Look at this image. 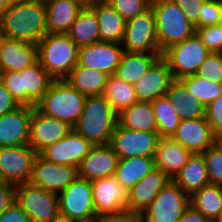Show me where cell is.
Returning <instances> with one entry per match:
<instances>
[{"label":"cell","instance_id":"6da1fadb","mask_svg":"<svg viewBox=\"0 0 222 222\" xmlns=\"http://www.w3.org/2000/svg\"><path fill=\"white\" fill-rule=\"evenodd\" d=\"M0 20L7 38L37 44L48 33L46 7L40 0L11 5Z\"/></svg>","mask_w":222,"mask_h":222},{"label":"cell","instance_id":"7a4b0ae2","mask_svg":"<svg viewBox=\"0 0 222 222\" xmlns=\"http://www.w3.org/2000/svg\"><path fill=\"white\" fill-rule=\"evenodd\" d=\"M118 114L103 95L87 96L73 130L93 146L108 145L118 123Z\"/></svg>","mask_w":222,"mask_h":222},{"label":"cell","instance_id":"3957f363","mask_svg":"<svg viewBox=\"0 0 222 222\" xmlns=\"http://www.w3.org/2000/svg\"><path fill=\"white\" fill-rule=\"evenodd\" d=\"M86 98L87 96L65 79H54L48 91L36 103L35 109L74 127L80 118Z\"/></svg>","mask_w":222,"mask_h":222},{"label":"cell","instance_id":"277c9868","mask_svg":"<svg viewBox=\"0 0 222 222\" xmlns=\"http://www.w3.org/2000/svg\"><path fill=\"white\" fill-rule=\"evenodd\" d=\"M0 79L20 106L30 107H35L54 80L39 61L21 72L0 73Z\"/></svg>","mask_w":222,"mask_h":222},{"label":"cell","instance_id":"5b68a950","mask_svg":"<svg viewBox=\"0 0 222 222\" xmlns=\"http://www.w3.org/2000/svg\"><path fill=\"white\" fill-rule=\"evenodd\" d=\"M157 43L161 52L196 33L195 26L172 0H152Z\"/></svg>","mask_w":222,"mask_h":222},{"label":"cell","instance_id":"8992f818","mask_svg":"<svg viewBox=\"0 0 222 222\" xmlns=\"http://www.w3.org/2000/svg\"><path fill=\"white\" fill-rule=\"evenodd\" d=\"M37 45L39 62L54 79H65L78 64L79 47L67 34L47 33Z\"/></svg>","mask_w":222,"mask_h":222},{"label":"cell","instance_id":"52a82bcc","mask_svg":"<svg viewBox=\"0 0 222 222\" xmlns=\"http://www.w3.org/2000/svg\"><path fill=\"white\" fill-rule=\"evenodd\" d=\"M211 53L195 33L192 37L171 45L162 52L172 72L173 79L180 80L196 75L199 67Z\"/></svg>","mask_w":222,"mask_h":222},{"label":"cell","instance_id":"ba28073f","mask_svg":"<svg viewBox=\"0 0 222 222\" xmlns=\"http://www.w3.org/2000/svg\"><path fill=\"white\" fill-rule=\"evenodd\" d=\"M15 201L31 222H50L59 214L58 194L45 191L31 182L16 186Z\"/></svg>","mask_w":222,"mask_h":222},{"label":"cell","instance_id":"9c48e42d","mask_svg":"<svg viewBox=\"0 0 222 222\" xmlns=\"http://www.w3.org/2000/svg\"><path fill=\"white\" fill-rule=\"evenodd\" d=\"M189 205L190 195L170 180L141 213L142 219L143 222H179Z\"/></svg>","mask_w":222,"mask_h":222},{"label":"cell","instance_id":"30bf717a","mask_svg":"<svg viewBox=\"0 0 222 222\" xmlns=\"http://www.w3.org/2000/svg\"><path fill=\"white\" fill-rule=\"evenodd\" d=\"M121 45L129 53L162 54L157 43L155 14L151 7L126 21Z\"/></svg>","mask_w":222,"mask_h":222},{"label":"cell","instance_id":"8fae6325","mask_svg":"<svg viewBox=\"0 0 222 222\" xmlns=\"http://www.w3.org/2000/svg\"><path fill=\"white\" fill-rule=\"evenodd\" d=\"M37 155L29 144L0 147L1 181L15 186L30 182Z\"/></svg>","mask_w":222,"mask_h":222},{"label":"cell","instance_id":"7c38bea8","mask_svg":"<svg viewBox=\"0 0 222 222\" xmlns=\"http://www.w3.org/2000/svg\"><path fill=\"white\" fill-rule=\"evenodd\" d=\"M159 138L158 132L131 130L117 123L110 145L119 159L154 157Z\"/></svg>","mask_w":222,"mask_h":222},{"label":"cell","instance_id":"4fadbf2b","mask_svg":"<svg viewBox=\"0 0 222 222\" xmlns=\"http://www.w3.org/2000/svg\"><path fill=\"white\" fill-rule=\"evenodd\" d=\"M59 213L70 219L85 220L96 216L90 181L77 177L58 194Z\"/></svg>","mask_w":222,"mask_h":222},{"label":"cell","instance_id":"5bb4252c","mask_svg":"<svg viewBox=\"0 0 222 222\" xmlns=\"http://www.w3.org/2000/svg\"><path fill=\"white\" fill-rule=\"evenodd\" d=\"M90 185L96 216L127 209L129 190L121 186L114 175L92 180Z\"/></svg>","mask_w":222,"mask_h":222},{"label":"cell","instance_id":"9a60e30c","mask_svg":"<svg viewBox=\"0 0 222 222\" xmlns=\"http://www.w3.org/2000/svg\"><path fill=\"white\" fill-rule=\"evenodd\" d=\"M72 130L68 123L44 115L32 107L28 144L39 154L47 146L67 137Z\"/></svg>","mask_w":222,"mask_h":222},{"label":"cell","instance_id":"2e32d148","mask_svg":"<svg viewBox=\"0 0 222 222\" xmlns=\"http://www.w3.org/2000/svg\"><path fill=\"white\" fill-rule=\"evenodd\" d=\"M77 177L78 168L49 162L38 154L30 182L45 191L59 194Z\"/></svg>","mask_w":222,"mask_h":222},{"label":"cell","instance_id":"e0dca14e","mask_svg":"<svg viewBox=\"0 0 222 222\" xmlns=\"http://www.w3.org/2000/svg\"><path fill=\"white\" fill-rule=\"evenodd\" d=\"M118 43L97 42L78 49V64L88 69L114 75L124 50Z\"/></svg>","mask_w":222,"mask_h":222},{"label":"cell","instance_id":"ac0fdd59","mask_svg":"<svg viewBox=\"0 0 222 222\" xmlns=\"http://www.w3.org/2000/svg\"><path fill=\"white\" fill-rule=\"evenodd\" d=\"M92 147L86 138L72 130L67 137L47 146L39 155L55 164L79 168L81 161Z\"/></svg>","mask_w":222,"mask_h":222},{"label":"cell","instance_id":"d6986e66","mask_svg":"<svg viewBox=\"0 0 222 222\" xmlns=\"http://www.w3.org/2000/svg\"><path fill=\"white\" fill-rule=\"evenodd\" d=\"M172 72L166 60L160 56L133 86L138 101H154L166 95L173 82Z\"/></svg>","mask_w":222,"mask_h":222},{"label":"cell","instance_id":"ffe728a7","mask_svg":"<svg viewBox=\"0 0 222 222\" xmlns=\"http://www.w3.org/2000/svg\"><path fill=\"white\" fill-rule=\"evenodd\" d=\"M39 61L38 45L3 37L0 43V73L21 72Z\"/></svg>","mask_w":222,"mask_h":222},{"label":"cell","instance_id":"44dd1931","mask_svg":"<svg viewBox=\"0 0 222 222\" xmlns=\"http://www.w3.org/2000/svg\"><path fill=\"white\" fill-rule=\"evenodd\" d=\"M172 138L192 154H202L214 145V132L205 116L181 120Z\"/></svg>","mask_w":222,"mask_h":222},{"label":"cell","instance_id":"7402d4cb","mask_svg":"<svg viewBox=\"0 0 222 222\" xmlns=\"http://www.w3.org/2000/svg\"><path fill=\"white\" fill-rule=\"evenodd\" d=\"M118 162L119 156L110 144L93 146L81 161L78 176L88 181L113 176Z\"/></svg>","mask_w":222,"mask_h":222},{"label":"cell","instance_id":"603a6c76","mask_svg":"<svg viewBox=\"0 0 222 222\" xmlns=\"http://www.w3.org/2000/svg\"><path fill=\"white\" fill-rule=\"evenodd\" d=\"M31 116L30 106H20L0 116V147L28 144Z\"/></svg>","mask_w":222,"mask_h":222},{"label":"cell","instance_id":"cb8c5ba5","mask_svg":"<svg viewBox=\"0 0 222 222\" xmlns=\"http://www.w3.org/2000/svg\"><path fill=\"white\" fill-rule=\"evenodd\" d=\"M170 180L155 167L129 190L127 210L141 214Z\"/></svg>","mask_w":222,"mask_h":222},{"label":"cell","instance_id":"d4e9b609","mask_svg":"<svg viewBox=\"0 0 222 222\" xmlns=\"http://www.w3.org/2000/svg\"><path fill=\"white\" fill-rule=\"evenodd\" d=\"M192 153L172 137H160L154 155V165L171 180L187 163Z\"/></svg>","mask_w":222,"mask_h":222},{"label":"cell","instance_id":"484cf974","mask_svg":"<svg viewBox=\"0 0 222 222\" xmlns=\"http://www.w3.org/2000/svg\"><path fill=\"white\" fill-rule=\"evenodd\" d=\"M50 34H67L85 5L77 0H51L45 3Z\"/></svg>","mask_w":222,"mask_h":222},{"label":"cell","instance_id":"4316f807","mask_svg":"<svg viewBox=\"0 0 222 222\" xmlns=\"http://www.w3.org/2000/svg\"><path fill=\"white\" fill-rule=\"evenodd\" d=\"M89 7L99 22L100 41L121 44L126 25L123 17L105 0H97Z\"/></svg>","mask_w":222,"mask_h":222},{"label":"cell","instance_id":"83f0119b","mask_svg":"<svg viewBox=\"0 0 222 222\" xmlns=\"http://www.w3.org/2000/svg\"><path fill=\"white\" fill-rule=\"evenodd\" d=\"M181 120L205 116L206 107L197 100L181 80L174 79L165 95Z\"/></svg>","mask_w":222,"mask_h":222},{"label":"cell","instance_id":"f1b7e54d","mask_svg":"<svg viewBox=\"0 0 222 222\" xmlns=\"http://www.w3.org/2000/svg\"><path fill=\"white\" fill-rule=\"evenodd\" d=\"M172 180L188 195L210 184L203 155L193 153Z\"/></svg>","mask_w":222,"mask_h":222},{"label":"cell","instance_id":"f546056e","mask_svg":"<svg viewBox=\"0 0 222 222\" xmlns=\"http://www.w3.org/2000/svg\"><path fill=\"white\" fill-rule=\"evenodd\" d=\"M121 127L131 130L158 132L156 117L150 101H137L122 110L117 117Z\"/></svg>","mask_w":222,"mask_h":222},{"label":"cell","instance_id":"4dcf8cb0","mask_svg":"<svg viewBox=\"0 0 222 222\" xmlns=\"http://www.w3.org/2000/svg\"><path fill=\"white\" fill-rule=\"evenodd\" d=\"M190 205L210 222H218L222 218V186H203L190 195Z\"/></svg>","mask_w":222,"mask_h":222},{"label":"cell","instance_id":"1f68e13d","mask_svg":"<svg viewBox=\"0 0 222 222\" xmlns=\"http://www.w3.org/2000/svg\"><path fill=\"white\" fill-rule=\"evenodd\" d=\"M160 56L162 54L129 53L124 51L114 76L134 85L147 73L151 65Z\"/></svg>","mask_w":222,"mask_h":222},{"label":"cell","instance_id":"d6a6232c","mask_svg":"<svg viewBox=\"0 0 222 222\" xmlns=\"http://www.w3.org/2000/svg\"><path fill=\"white\" fill-rule=\"evenodd\" d=\"M67 35L78 47L100 42L99 22L89 6L78 14Z\"/></svg>","mask_w":222,"mask_h":222},{"label":"cell","instance_id":"836d02e7","mask_svg":"<svg viewBox=\"0 0 222 222\" xmlns=\"http://www.w3.org/2000/svg\"><path fill=\"white\" fill-rule=\"evenodd\" d=\"M109 75L77 64L65 78L75 89L85 96L102 95Z\"/></svg>","mask_w":222,"mask_h":222},{"label":"cell","instance_id":"e575fe53","mask_svg":"<svg viewBox=\"0 0 222 222\" xmlns=\"http://www.w3.org/2000/svg\"><path fill=\"white\" fill-rule=\"evenodd\" d=\"M154 168V157L119 159L114 176L121 186L130 190Z\"/></svg>","mask_w":222,"mask_h":222},{"label":"cell","instance_id":"d590c367","mask_svg":"<svg viewBox=\"0 0 222 222\" xmlns=\"http://www.w3.org/2000/svg\"><path fill=\"white\" fill-rule=\"evenodd\" d=\"M102 95L117 114L138 101L134 86L114 75L108 77Z\"/></svg>","mask_w":222,"mask_h":222},{"label":"cell","instance_id":"8d00e7d4","mask_svg":"<svg viewBox=\"0 0 222 222\" xmlns=\"http://www.w3.org/2000/svg\"><path fill=\"white\" fill-rule=\"evenodd\" d=\"M151 104L156 117L159 136L172 137L181 122L175 107L170 104L166 96L151 101Z\"/></svg>","mask_w":222,"mask_h":222},{"label":"cell","instance_id":"74e56055","mask_svg":"<svg viewBox=\"0 0 222 222\" xmlns=\"http://www.w3.org/2000/svg\"><path fill=\"white\" fill-rule=\"evenodd\" d=\"M180 80L185 84L189 92L197 100H200L205 107L222 95V83H212L196 75L187 76Z\"/></svg>","mask_w":222,"mask_h":222},{"label":"cell","instance_id":"f35d334b","mask_svg":"<svg viewBox=\"0 0 222 222\" xmlns=\"http://www.w3.org/2000/svg\"><path fill=\"white\" fill-rule=\"evenodd\" d=\"M125 21L144 13L151 7L152 0H105Z\"/></svg>","mask_w":222,"mask_h":222},{"label":"cell","instance_id":"ab89813d","mask_svg":"<svg viewBox=\"0 0 222 222\" xmlns=\"http://www.w3.org/2000/svg\"><path fill=\"white\" fill-rule=\"evenodd\" d=\"M210 184L222 186V152L211 146L202 153Z\"/></svg>","mask_w":222,"mask_h":222},{"label":"cell","instance_id":"60d3db41","mask_svg":"<svg viewBox=\"0 0 222 222\" xmlns=\"http://www.w3.org/2000/svg\"><path fill=\"white\" fill-rule=\"evenodd\" d=\"M196 76L212 83H222V53H211L200 65Z\"/></svg>","mask_w":222,"mask_h":222},{"label":"cell","instance_id":"b9f144b4","mask_svg":"<svg viewBox=\"0 0 222 222\" xmlns=\"http://www.w3.org/2000/svg\"><path fill=\"white\" fill-rule=\"evenodd\" d=\"M196 34L210 53H222V26L196 28Z\"/></svg>","mask_w":222,"mask_h":222},{"label":"cell","instance_id":"7bdbcfd3","mask_svg":"<svg viewBox=\"0 0 222 222\" xmlns=\"http://www.w3.org/2000/svg\"><path fill=\"white\" fill-rule=\"evenodd\" d=\"M222 18V0H206L201 7L198 28L217 25Z\"/></svg>","mask_w":222,"mask_h":222},{"label":"cell","instance_id":"ee69618b","mask_svg":"<svg viewBox=\"0 0 222 222\" xmlns=\"http://www.w3.org/2000/svg\"><path fill=\"white\" fill-rule=\"evenodd\" d=\"M205 118L214 133L222 131V95L206 106Z\"/></svg>","mask_w":222,"mask_h":222},{"label":"cell","instance_id":"f6af8a7d","mask_svg":"<svg viewBox=\"0 0 222 222\" xmlns=\"http://www.w3.org/2000/svg\"><path fill=\"white\" fill-rule=\"evenodd\" d=\"M184 12L187 19L198 28V19L201 7L206 0H172Z\"/></svg>","mask_w":222,"mask_h":222},{"label":"cell","instance_id":"bcb514c9","mask_svg":"<svg viewBox=\"0 0 222 222\" xmlns=\"http://www.w3.org/2000/svg\"><path fill=\"white\" fill-rule=\"evenodd\" d=\"M99 222H143L142 215L130 210L97 216Z\"/></svg>","mask_w":222,"mask_h":222},{"label":"cell","instance_id":"7dc6e473","mask_svg":"<svg viewBox=\"0 0 222 222\" xmlns=\"http://www.w3.org/2000/svg\"><path fill=\"white\" fill-rule=\"evenodd\" d=\"M0 222H31L23 209L14 201L0 214Z\"/></svg>","mask_w":222,"mask_h":222},{"label":"cell","instance_id":"c3c4849f","mask_svg":"<svg viewBox=\"0 0 222 222\" xmlns=\"http://www.w3.org/2000/svg\"><path fill=\"white\" fill-rule=\"evenodd\" d=\"M20 105L0 79V116L15 111Z\"/></svg>","mask_w":222,"mask_h":222},{"label":"cell","instance_id":"681fc988","mask_svg":"<svg viewBox=\"0 0 222 222\" xmlns=\"http://www.w3.org/2000/svg\"><path fill=\"white\" fill-rule=\"evenodd\" d=\"M15 188L13 184L0 182V214L15 201Z\"/></svg>","mask_w":222,"mask_h":222},{"label":"cell","instance_id":"f907efd6","mask_svg":"<svg viewBox=\"0 0 222 222\" xmlns=\"http://www.w3.org/2000/svg\"><path fill=\"white\" fill-rule=\"evenodd\" d=\"M179 222H210L199 211L194 209L191 205L183 212Z\"/></svg>","mask_w":222,"mask_h":222},{"label":"cell","instance_id":"816d5d0a","mask_svg":"<svg viewBox=\"0 0 222 222\" xmlns=\"http://www.w3.org/2000/svg\"><path fill=\"white\" fill-rule=\"evenodd\" d=\"M214 146L222 152V131L214 133Z\"/></svg>","mask_w":222,"mask_h":222},{"label":"cell","instance_id":"f5cc1de1","mask_svg":"<svg viewBox=\"0 0 222 222\" xmlns=\"http://www.w3.org/2000/svg\"><path fill=\"white\" fill-rule=\"evenodd\" d=\"M50 222H75L74 220L70 219L67 216H64L62 214H58L56 217H54Z\"/></svg>","mask_w":222,"mask_h":222},{"label":"cell","instance_id":"db71d44e","mask_svg":"<svg viewBox=\"0 0 222 222\" xmlns=\"http://www.w3.org/2000/svg\"><path fill=\"white\" fill-rule=\"evenodd\" d=\"M10 6L11 5L8 0H0V15L5 12Z\"/></svg>","mask_w":222,"mask_h":222},{"label":"cell","instance_id":"11a10c76","mask_svg":"<svg viewBox=\"0 0 222 222\" xmlns=\"http://www.w3.org/2000/svg\"><path fill=\"white\" fill-rule=\"evenodd\" d=\"M75 222H99L98 221V217L97 216H94L92 218H89V219H85V220H77Z\"/></svg>","mask_w":222,"mask_h":222},{"label":"cell","instance_id":"9f6ffc18","mask_svg":"<svg viewBox=\"0 0 222 222\" xmlns=\"http://www.w3.org/2000/svg\"><path fill=\"white\" fill-rule=\"evenodd\" d=\"M77 1L81 2L85 6H90L97 0H77Z\"/></svg>","mask_w":222,"mask_h":222},{"label":"cell","instance_id":"6f0895ef","mask_svg":"<svg viewBox=\"0 0 222 222\" xmlns=\"http://www.w3.org/2000/svg\"><path fill=\"white\" fill-rule=\"evenodd\" d=\"M10 5H14V4H20V3H24V2H28L30 0H8Z\"/></svg>","mask_w":222,"mask_h":222},{"label":"cell","instance_id":"680465c9","mask_svg":"<svg viewBox=\"0 0 222 222\" xmlns=\"http://www.w3.org/2000/svg\"><path fill=\"white\" fill-rule=\"evenodd\" d=\"M4 35H3V29H2V24H1V20H0V43L1 40L3 39Z\"/></svg>","mask_w":222,"mask_h":222},{"label":"cell","instance_id":"91938a15","mask_svg":"<svg viewBox=\"0 0 222 222\" xmlns=\"http://www.w3.org/2000/svg\"><path fill=\"white\" fill-rule=\"evenodd\" d=\"M217 25H218V26H222V18H221V20L218 22Z\"/></svg>","mask_w":222,"mask_h":222},{"label":"cell","instance_id":"94428289","mask_svg":"<svg viewBox=\"0 0 222 222\" xmlns=\"http://www.w3.org/2000/svg\"><path fill=\"white\" fill-rule=\"evenodd\" d=\"M40 1H42V2H44V3H47V2H49V1H51V0H40Z\"/></svg>","mask_w":222,"mask_h":222}]
</instances>
